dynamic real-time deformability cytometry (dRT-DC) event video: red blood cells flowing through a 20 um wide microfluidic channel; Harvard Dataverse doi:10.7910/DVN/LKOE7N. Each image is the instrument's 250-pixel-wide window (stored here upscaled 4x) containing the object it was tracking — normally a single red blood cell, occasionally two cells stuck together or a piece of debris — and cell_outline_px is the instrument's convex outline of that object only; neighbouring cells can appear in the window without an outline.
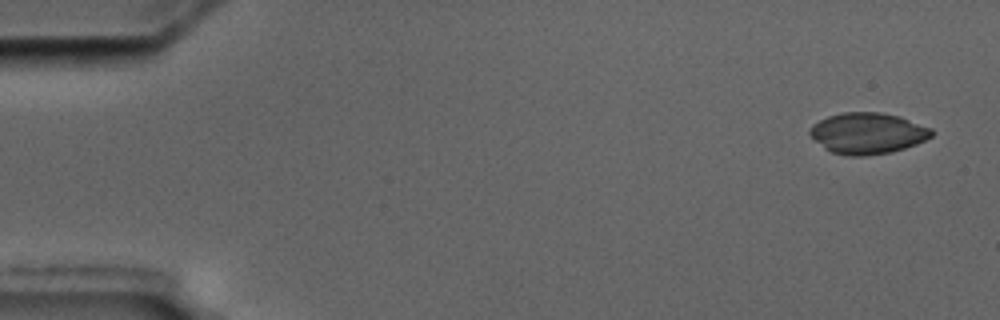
{"species": "common noctule bat (a hibernating species)", "species_latin": "Nyctalus noctula", "temperature_condition": "cold", "stored_images_in_passage": 5, "camera_frame_rate_fps": 3000, "um_per_image_px": 0.085, "animal": {"sex": "male", "body_mass_g": 17.5, "forearm_length_mm": 52.3}, "frame": {"image": 1, "passage_image": 1, "time_ms": 0.0, "image_size_px": [1000, 320], "cell_outline_px": [[936, 132], [932, 136], [916, 144], [892, 152], [864, 156], [848, 156], [832, 152], [824, 148], [808, 136], [808, 132], [812, 124], [828, 116], [844, 112], [880, 112], [900, 116], [932, 128]], "centroid_in_image_um": [73.74, 11.33], "position_along_channel_um": 11.3, "area_um2": 29.48}}
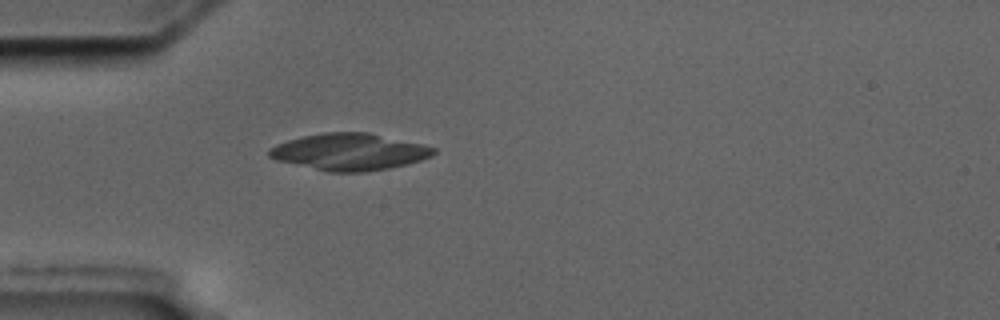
{"frame": {"image": 2, "passage_image": 5, "time_ms": 4.667, "image_size_px": [1000, 320], "cell_outline_px": [[436, 152], [432, 156], [408, 164], [368, 172], [328, 172], [276, 160], [268, 156], [268, 148], [276, 144], [288, 140], [304, 136], [324, 132], [368, 132], [424, 144], [436, 148]], "centroid_in_image_um": [29.71, 12.91], "position_along_channel_um": 55.3, "area_um2": 35.43}}